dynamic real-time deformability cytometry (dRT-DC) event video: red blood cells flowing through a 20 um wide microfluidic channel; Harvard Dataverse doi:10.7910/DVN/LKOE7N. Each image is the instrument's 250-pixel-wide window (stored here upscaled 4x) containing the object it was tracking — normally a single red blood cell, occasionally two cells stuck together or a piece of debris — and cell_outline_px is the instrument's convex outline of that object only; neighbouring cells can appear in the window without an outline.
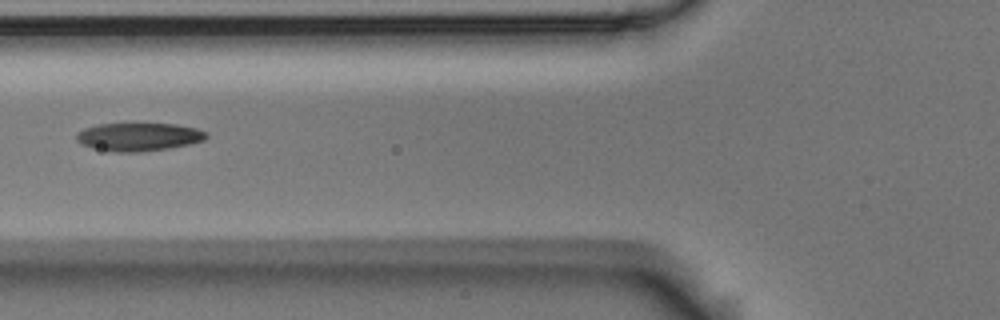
{"species": "Egyptian fruit bat (a non-hibernating species)", "species_latin": "Rousettus aegyptiacus", "temperature_condition": "room temperature", "stored_images_in_passage": 5, "camera_frame_rate_fps": 3000, "um_per_image_px": 0.085, "animal": {"sex": "male"}, "frame": {"image": 1, "passage_image": 5, "time_ms": 1.333, "image_size_px": [1000, 320], "cell_outline_px": [[208, 136], [204, 140], [188, 144], [168, 148], [140, 152], [116, 152], [92, 148], [80, 144], [76, 140], [76, 132], [84, 128], [96, 124], [176, 124], [196, 128], [208, 132]], "centroid_in_image_um": [11.75, 11.63], "position_along_channel_um": 114.0, "area_um2": 21.39}}